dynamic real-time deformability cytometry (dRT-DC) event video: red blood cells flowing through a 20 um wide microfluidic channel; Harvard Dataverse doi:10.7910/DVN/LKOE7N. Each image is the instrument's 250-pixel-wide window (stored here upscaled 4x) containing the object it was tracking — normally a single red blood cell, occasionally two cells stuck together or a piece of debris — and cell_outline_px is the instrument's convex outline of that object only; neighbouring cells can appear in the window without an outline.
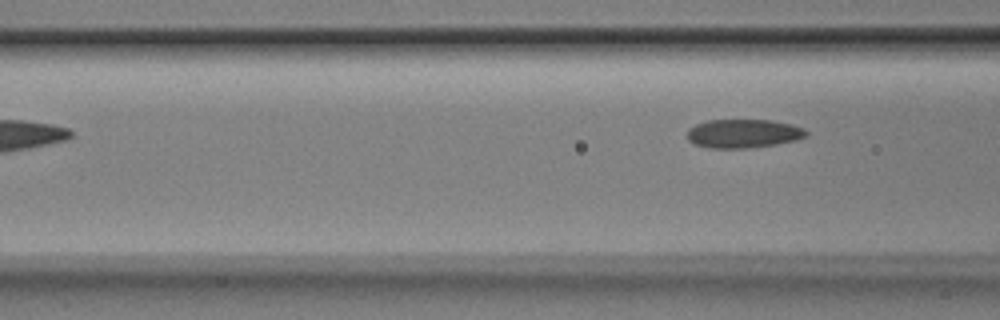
{"species": "Egyptian fruit bat (a non-hibernating species)", "species_latin": "Rousettus aegyptiacus", "temperature_condition": "room temperature", "stored_images_in_passage": 5, "camera_frame_rate_fps": 3000, "um_per_image_px": 0.085, "animal": {"sex": "male"}, "frame": {"image": 1, "passage_image": 5, "time_ms": 1.333, "image_size_px": [1000, 320], "cell_outline_px": [[808, 136], [796, 140], [776, 144], [748, 148], [712, 148], [692, 144], [688, 140], [688, 128], [696, 124], [708, 120], [772, 120], [792, 124], [804, 128], [808, 132]], "centroid_in_image_um": [63.2, 11.35], "position_along_channel_um": 103.4, "area_um2": 20.06}}